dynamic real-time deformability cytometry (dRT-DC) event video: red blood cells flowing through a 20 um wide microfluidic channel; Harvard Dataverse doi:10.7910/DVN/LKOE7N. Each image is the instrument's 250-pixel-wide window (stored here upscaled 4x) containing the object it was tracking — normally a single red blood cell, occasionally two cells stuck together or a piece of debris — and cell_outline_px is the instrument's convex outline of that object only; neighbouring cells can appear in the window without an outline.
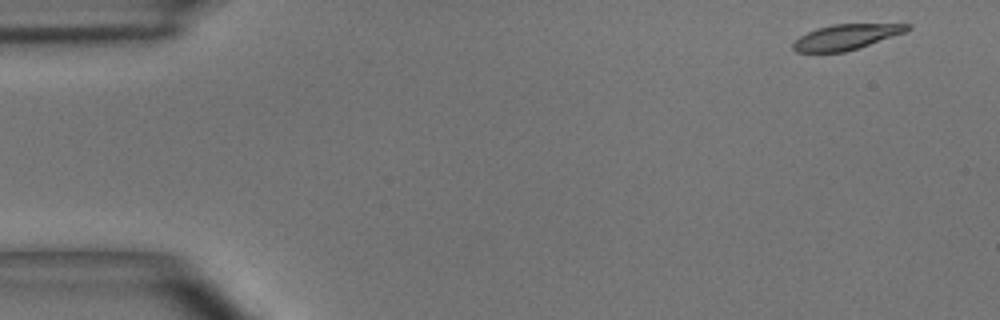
{"species": "common noctule bat (a hibernating species)", "species_latin": "Nyctalus noctula", "temperature_condition": "room temperature", "stored_images_in_passage": 49, "camera_frame_rate_fps": 3000, "um_per_image_px": 0.085, "animal": {"sex": "male", "body_mass_g": 15.6}, "frame": {"image": 1, "passage_image": 1, "time_ms": 0.0, "image_size_px": [1000, 320], "cell_outline_px": [[912, 28], [904, 32], [844, 52], [796, 52], [792, 48], [792, 44], [800, 36], [816, 28], [832, 24], [912, 24]], "centroid_in_image_um": [71.88, 3.13], "position_along_channel_um": 13.1, "area_um2": 16.53}}
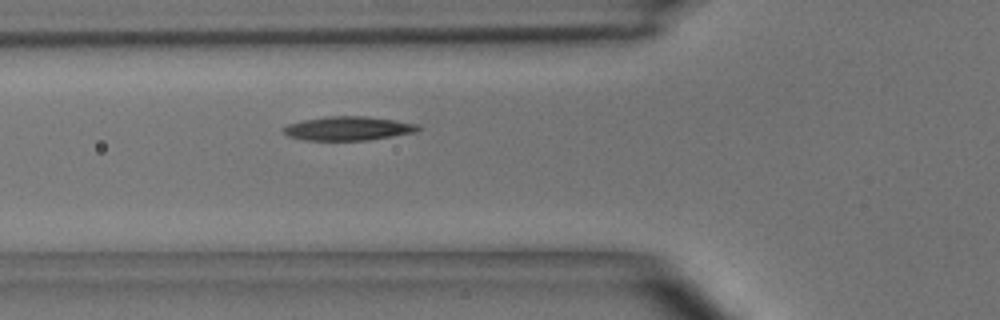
{"frame": {"image": 2, "passage_image": 16, "time_ms": 5.0, "image_size_px": [1000, 320], "cell_outline_px": [[420, 132], [368, 140], [304, 140], [288, 136], [284, 132], [284, 128], [288, 124], [304, 120], [324, 116], [368, 116], [420, 124]], "centroid_in_image_um": [29.66, 10.91], "position_along_channel_um": 96.1, "area_um2": 18.9}}
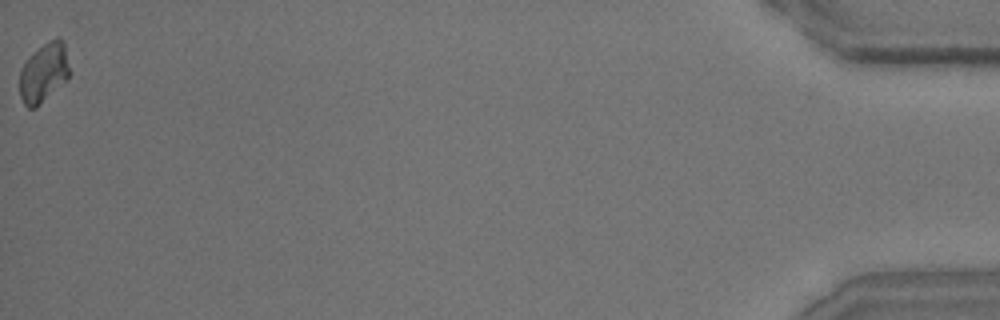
{"frame": {"image": 3, "passage_image": 49, "time_ms": 16.0, "image_size_px": [1000, 320], "cell_outline_px": [[68, 80], [36, 108], [28, 108], [24, 104], [20, 96], [20, 68], [48, 40], [56, 36], [60, 36], [64, 40], [68, 68]], "centroid_in_image_um": [3.74, 6.2], "position_along_channel_um": 431.5, "area_um2": 17.11}, "authors_computed_cell_mechanics": {"area_um2": 18.0336, "velocity_mm_per_s": 3.9069, "shape_relaxation_time_tau1_ms": 4.2261, "shape_relaxation_time_tau2_ms": 2.8412, "deformation_change_tau1": 0.1348, "deformation_change_tau2": 0.0881}}